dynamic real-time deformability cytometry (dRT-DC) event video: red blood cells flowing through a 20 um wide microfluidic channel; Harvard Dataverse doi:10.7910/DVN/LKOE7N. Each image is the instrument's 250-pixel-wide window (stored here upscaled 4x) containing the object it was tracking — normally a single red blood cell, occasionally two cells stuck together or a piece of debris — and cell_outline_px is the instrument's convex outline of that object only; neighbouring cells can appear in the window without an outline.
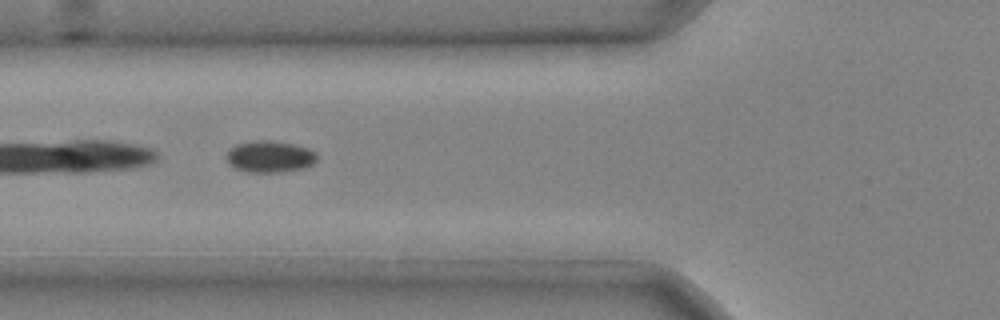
{"species": "common noctule bat (a hibernating species)", "species_latin": "Nyctalus noctula", "temperature_condition": "cold", "stored_images_in_passage": 5, "camera_frame_rate_fps": 3000, "um_per_image_px": 0.085, "animal": {"sex": "male", "body_mass_g": 20.4}, "frame": {"image": 1, "passage_image": 2, "time_ms": 0.333, "image_size_px": [1000, 320], "cell_outline_px": [[316, 160], [312, 164], [304, 168], [280, 172], [248, 172], [236, 168], [228, 164], [224, 156], [228, 148], [236, 144], [252, 140], [268, 140], [292, 144], [308, 148], [316, 152]], "centroid_in_image_um": [22.87, 13.3], "position_along_channel_um": 102.9, "area_um2": 16.88}}
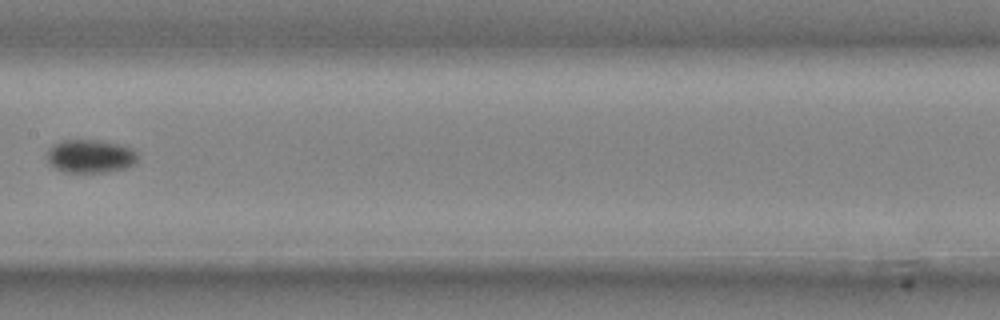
{"frame": {"image": 2, "passage_image": 4, "time_ms": 1.0, "image_size_px": [1000, 320], "cell_outline_px": [[136, 160], [132, 164], [124, 168], [104, 172], [64, 172], [48, 164], [48, 152], [56, 144], [64, 140], [96, 140], [116, 144], [132, 148], [136, 156]], "centroid_in_image_um": [7.65, 13.29], "position_along_channel_um": 199.7, "area_um2": 17.05}}
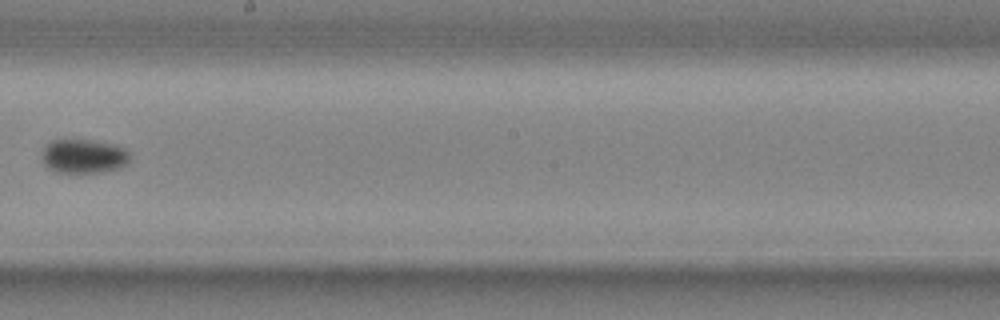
{"frame": {"image": 3, "passage_image": 5, "time_ms": 1.333, "image_size_px": [1000, 320], "cell_outline_px": [[128, 164], [120, 168], [100, 172], [56, 172], [48, 168], [44, 164], [40, 156], [44, 148], [52, 140], [88, 140], [112, 144], [124, 148], [128, 152]], "centroid_in_image_um": [7.08, 13.29], "position_along_channel_um": 241.1, "area_um2": 17.34}}